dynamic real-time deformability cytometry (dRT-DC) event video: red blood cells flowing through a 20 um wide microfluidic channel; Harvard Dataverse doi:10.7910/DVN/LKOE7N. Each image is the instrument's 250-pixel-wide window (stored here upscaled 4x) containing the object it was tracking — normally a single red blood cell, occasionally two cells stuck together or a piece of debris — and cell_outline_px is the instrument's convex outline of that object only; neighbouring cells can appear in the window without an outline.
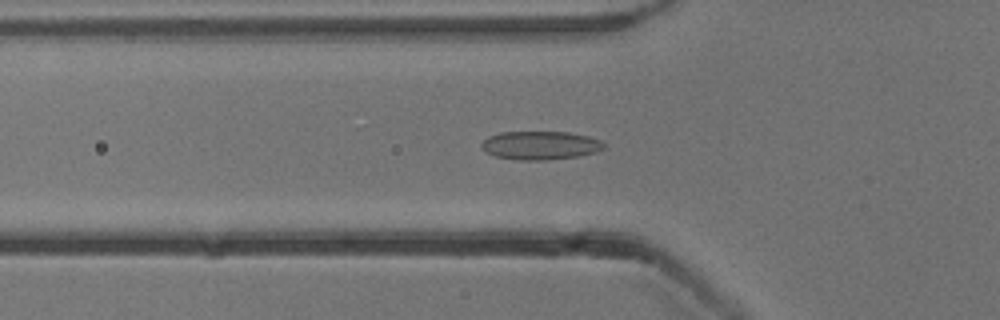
{"species": "common noctule bat (a hibernating species)", "species_latin": "Nyctalus noctula", "temperature_condition": "cold", "stored_images_in_passage": 52, "camera_frame_rate_fps": 3000, "um_per_image_px": 0.085, "animal": {"sex": "male", "body_mass_g": 13.3}, "frame": {"image": 1, "passage_image": 17, "time_ms": 5.333, "image_size_px": [1000, 320], "cell_outline_px": [[608, 144], [604, 148], [596, 152], [580, 156], [548, 160], [520, 160], [496, 156], [484, 152], [480, 144], [488, 136], [500, 132], [568, 132], [588, 136], [600, 140]], "centroid_in_image_um": [45.94, 12.36], "position_along_channel_um": 79.9, "area_um2": 20.52}}
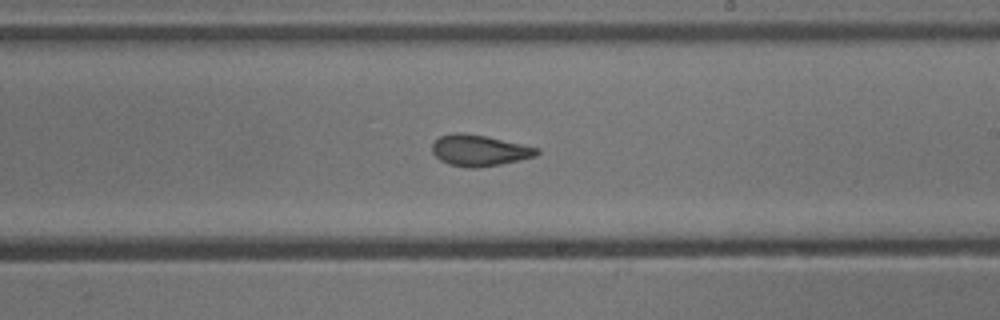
{"frame": {"image": 2, "passage_image": 30, "time_ms": 9.667, "image_size_px": [1000, 320], "cell_outline_px": [[540, 152], [536, 156], [520, 160], [500, 164], [476, 168], [468, 168], [448, 164], [440, 160], [432, 152], [432, 144], [440, 136], [456, 132], [460, 132], [484, 136], [540, 148]], "centroid_in_image_um": [40.74, 12.79], "position_along_channel_um": 248.3, "area_um2": 18.9}}
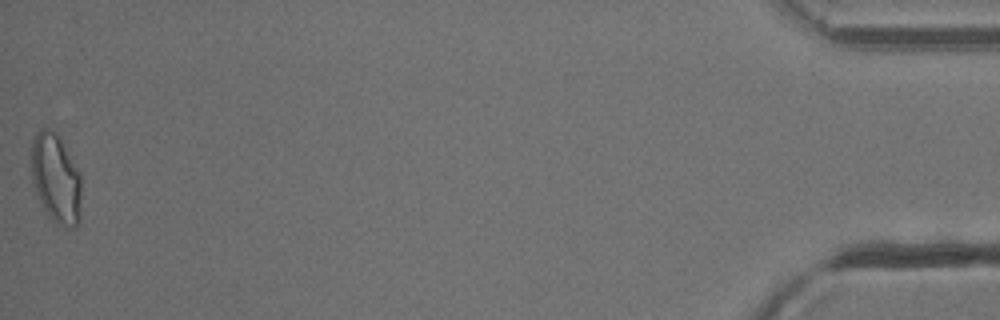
{"frame": {"image": 3, "passage_image": 52, "time_ms": 17.0, "image_size_px": [1000, 320], "cell_outline_px": [[80, 220], [76, 228], [64, 228], [56, 224], [48, 216], [32, 184], [32, 140], [36, 132], [40, 128], [48, 128], [56, 132], [60, 136], [80, 172]], "centroid_in_image_um": [4.76, 15.18], "position_along_channel_um": 430.4, "area_um2": 26.41}, "authors_computed_cell_mechanics": {"area_um2": 19.8543, "velocity_mm_per_s": 3.86, "shape_relaxation_time_tau1_ms": 10.0308, "shape_relaxation_time_tau2_ms": 1.3828, "deformation_change_tau1": 0.1918, "deformation_change_tau2": 0.0815}}